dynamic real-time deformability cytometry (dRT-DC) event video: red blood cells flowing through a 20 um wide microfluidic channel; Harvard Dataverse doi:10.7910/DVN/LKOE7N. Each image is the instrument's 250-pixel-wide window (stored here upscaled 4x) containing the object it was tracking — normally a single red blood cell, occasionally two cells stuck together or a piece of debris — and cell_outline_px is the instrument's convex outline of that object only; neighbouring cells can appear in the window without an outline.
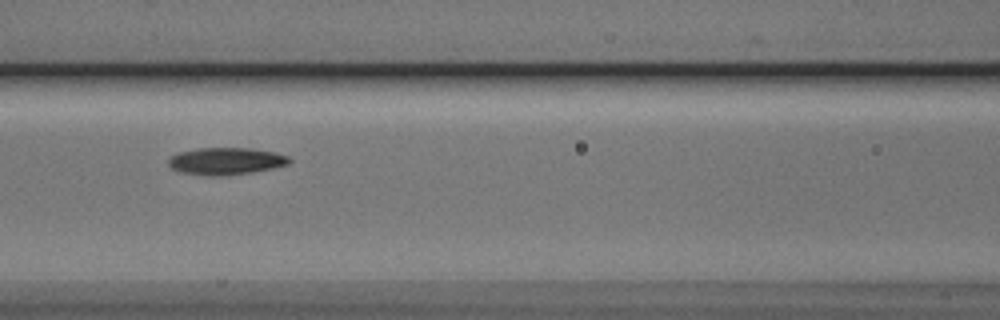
{"species": "Egyptian fruit bat (a non-hibernating species)", "species_latin": "Rousettus aegyptiacus", "temperature_condition": "cold", "stored_images_in_passage": 17, "camera_frame_rate_fps": 3000, "um_per_image_px": 0.085, "animal": {"sex": "male"}, "frame": {"image": 1, "passage_image": 7, "time_ms": 2.0, "image_size_px": [1000, 320], "cell_outline_px": [[292, 160], [288, 164], [272, 168], [252, 172], [216, 176], [212, 176], [180, 172], [172, 168], [168, 164], [168, 156], [176, 152], [196, 148], [252, 148], [272, 152], [288, 156]], "centroid_in_image_um": [19.15, 13.68], "position_along_channel_um": 147.5, "area_um2": 19.13}}
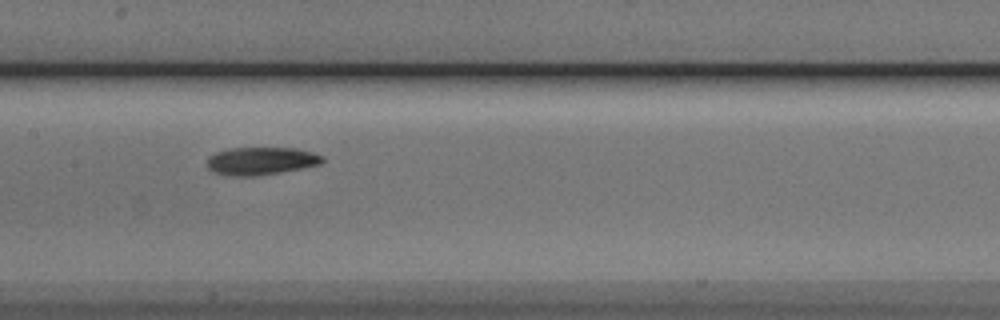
{"frame": {"image": 2, "passage_image": 10, "time_ms": 3.0, "image_size_px": [1000, 320], "cell_outline_px": [[324, 160], [320, 164], [304, 168], [256, 176], [224, 176], [212, 172], [208, 168], [208, 156], [216, 152], [232, 148], [296, 148], [312, 152], [324, 156]], "centroid_in_image_um": [22.18, 13.69], "position_along_channel_um": 185.2, "area_um2": 18.84}}